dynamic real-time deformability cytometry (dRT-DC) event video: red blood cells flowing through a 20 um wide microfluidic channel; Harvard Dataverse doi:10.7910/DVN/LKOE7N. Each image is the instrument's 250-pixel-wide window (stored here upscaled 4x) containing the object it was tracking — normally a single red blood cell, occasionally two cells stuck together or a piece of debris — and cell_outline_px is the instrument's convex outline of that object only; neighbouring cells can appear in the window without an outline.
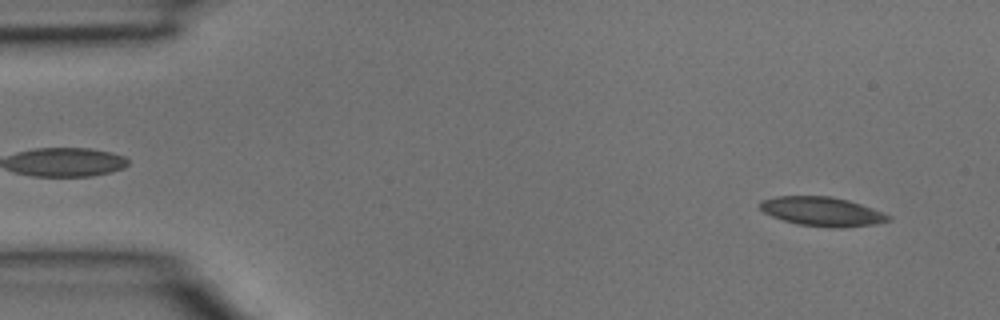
{"species": "common noctule bat (a hibernating species)", "species_latin": "Nyctalus noctula", "temperature_condition": "room temperature", "stored_images_in_passage": 7, "camera_frame_rate_fps": 3000, "um_per_image_px": 0.085, "animal": {"sex": "male", "body_mass_g": 15.6}, "frame": {"image": 1, "passage_image": 2, "time_ms": 0.333, "image_size_px": [1000, 320], "cell_outline_px": [[892, 220], [876, 224], [844, 228], [840, 228], [800, 224], [784, 220], [772, 216], [764, 212], [756, 204], [760, 200], [776, 196], [832, 196], [848, 200], [872, 208], [892, 216]], "centroid_in_image_um": [69.88, 17.97], "position_along_channel_um": 15.1, "area_um2": 21.85}}